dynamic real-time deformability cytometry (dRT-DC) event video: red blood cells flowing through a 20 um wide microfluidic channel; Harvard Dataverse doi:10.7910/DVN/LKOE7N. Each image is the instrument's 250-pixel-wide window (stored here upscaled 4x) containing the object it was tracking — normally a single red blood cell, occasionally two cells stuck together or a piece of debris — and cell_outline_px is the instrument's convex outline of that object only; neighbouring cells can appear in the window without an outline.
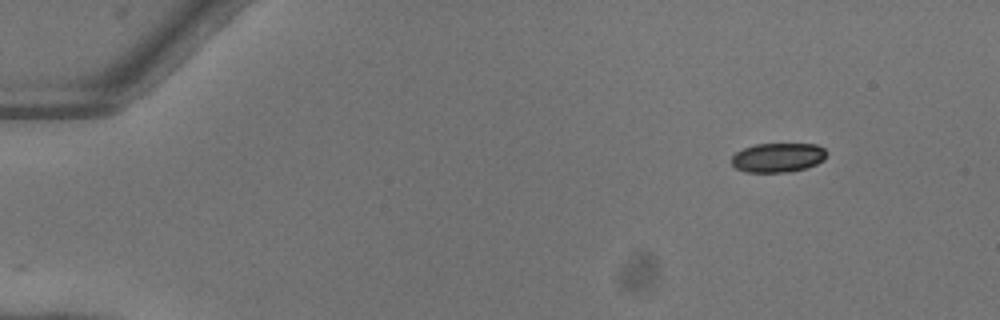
{"species": "common noctule bat (a hibernating species)", "species_latin": "Nyctalus noctula", "temperature_condition": "warm", "stored_images_in_passage": 47, "camera_frame_rate_fps": 3000, "um_per_image_px": 0.085, "animal": {"sex": "female"}, "frame": {"image": 1, "passage_image": 1, "time_ms": 0.0, "image_size_px": [1000, 320], "cell_outline_px": [[828, 152], [824, 160], [816, 164], [804, 168], [788, 172], [744, 172], [736, 168], [732, 164], [732, 156], [736, 152], [744, 148], [756, 144], [816, 144], [824, 148]], "centroid_in_image_um": [66.13, 13.39], "position_along_channel_um": 18.9, "area_um2": 16.24}}
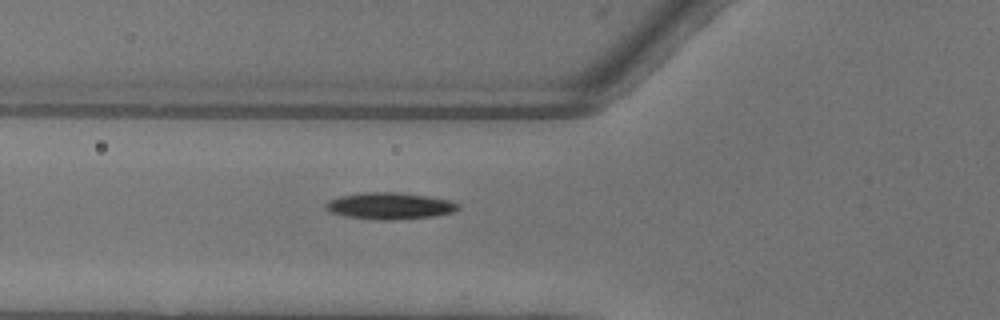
{"frame": {"image": 2, "passage_image": 15, "time_ms": 4.667, "image_size_px": [1000, 320], "cell_outline_px": [[460, 208], [452, 212], [436, 216], [388, 220], [376, 220], [348, 216], [332, 212], [324, 208], [324, 204], [328, 200], [340, 196], [364, 192], [400, 192], [428, 196], [452, 200], [460, 204]], "centroid_in_image_um": [33.16, 17.49], "position_along_channel_um": 92.6, "area_um2": 20.69}}
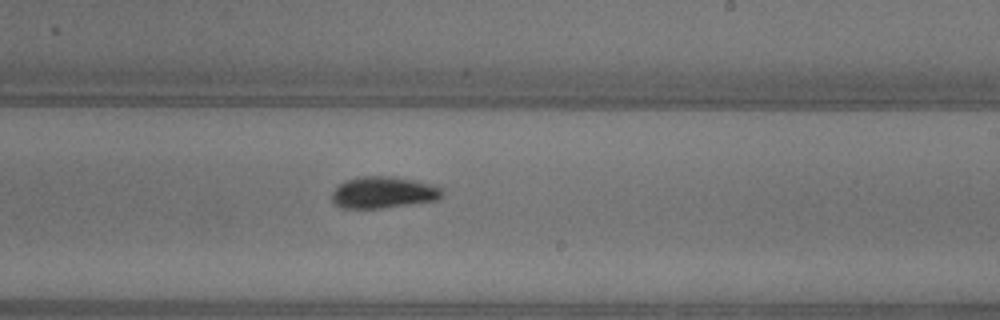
{"frame": {"image": 3, "passage_image": 27, "time_ms": 8.667, "image_size_px": [1000, 320], "cell_outline_px": [[444, 196], [436, 200], [384, 208], [340, 208], [332, 200], [332, 192], [340, 184], [348, 180], [364, 176], [392, 176], [416, 180], [436, 184], [444, 188]], "centroid_in_image_um": [32.67, 16.35], "position_along_channel_um": 256.3, "area_um2": 20.52}, "authors_computed_cell_mechanics": {"area_um2": 19.074, "velocity_mm_per_s": 4.0879, "shape_relaxation_time_tau1_ms": 4.1609, "shape_relaxation_time_tau2_ms": 4.2025, "deformation_change_tau1": 0.1644, "deformation_change_tau2": 0.094}}